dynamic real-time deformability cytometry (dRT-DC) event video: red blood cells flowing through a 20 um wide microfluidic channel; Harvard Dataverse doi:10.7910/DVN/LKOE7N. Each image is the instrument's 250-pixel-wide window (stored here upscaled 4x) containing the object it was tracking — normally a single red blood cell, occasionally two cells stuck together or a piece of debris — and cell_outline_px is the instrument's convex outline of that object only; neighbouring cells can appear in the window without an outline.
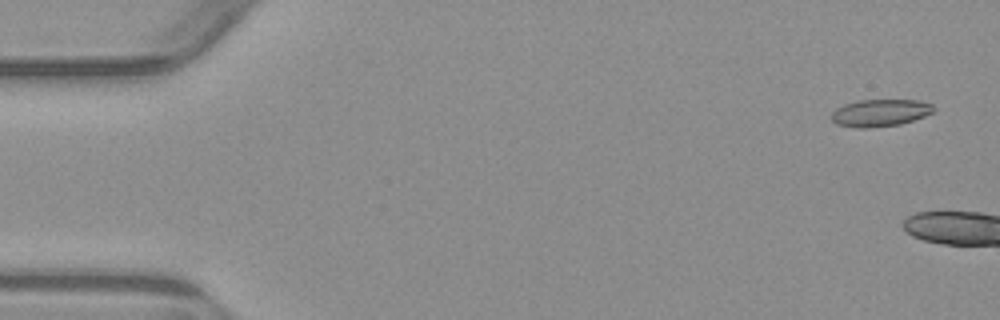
{"species": "common noctule bat (a hibernating species)", "species_latin": "Nyctalus noctula", "temperature_condition": "warm", "stored_images_in_passage": 2, "camera_frame_rate_fps": 3000, "um_per_image_px": 0.085, "animal": {"sex": "male", "body_mass_g": 23.1, "forearm_length_mm": 52.7}, "frame": {"image": 1, "passage_image": 1, "time_ms": 0.0, "image_size_px": [1000, 320], "cell_outline_px": [[932, 112], [924, 116], [900, 124], [868, 128], [856, 128], [836, 124], [832, 120], [832, 112], [836, 108], [844, 104], [856, 100], [920, 100], [932, 104]], "centroid_in_image_um": [74.77, 9.59], "position_along_channel_um": 10.2, "area_um2": 16.13}}